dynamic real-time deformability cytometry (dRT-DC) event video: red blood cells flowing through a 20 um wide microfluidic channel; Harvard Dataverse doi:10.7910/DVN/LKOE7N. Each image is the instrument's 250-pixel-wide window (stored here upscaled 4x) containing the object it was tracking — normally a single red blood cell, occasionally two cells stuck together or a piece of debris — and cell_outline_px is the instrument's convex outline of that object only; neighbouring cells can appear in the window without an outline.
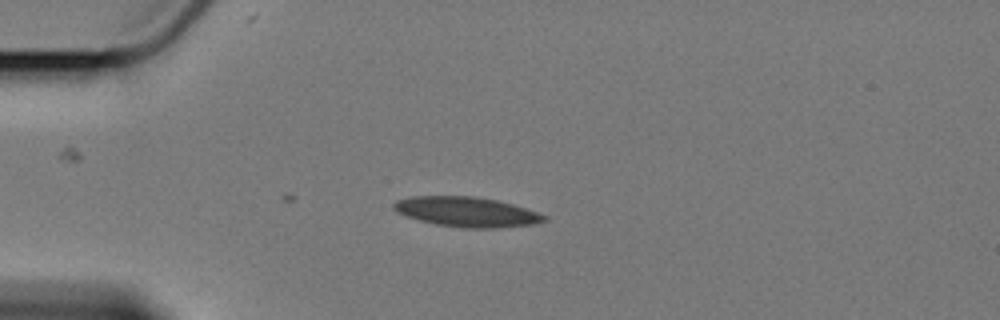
{"species": "Egyptian fruit bat (a non-hibernating species)", "species_latin": "Rousettus aegyptiacus", "temperature_condition": "cold", "stored_images_in_passage": 7, "camera_frame_rate_fps": 3000, "um_per_image_px": 0.085, "animal": {"sex": "female"}, "frame": {"image": 1, "passage_image": 4, "time_ms": 3.667, "image_size_px": [1000, 320], "cell_outline_px": [[548, 220], [532, 224], [496, 228], [464, 228], [436, 224], [420, 220], [396, 212], [392, 208], [392, 204], [396, 200], [412, 196], [472, 196], [496, 200], [512, 204], [548, 216]], "centroid_in_image_um": [39.65, 18.01], "position_along_channel_um": 45.4, "area_um2": 26.07}}
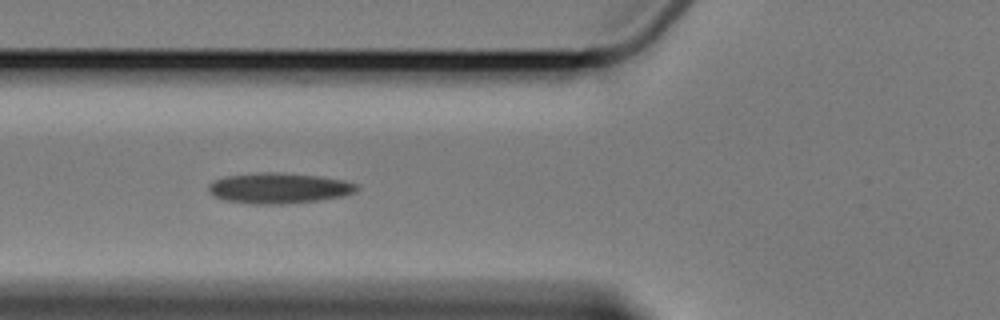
{"frame": {"image": 2, "passage_image": 6, "time_ms": 6.0, "image_size_px": [1000, 320], "cell_outline_px": [[360, 188], [356, 192], [344, 196], [320, 200], [284, 204], [252, 204], [224, 200], [216, 196], [208, 188], [208, 184], [216, 180], [228, 176], [260, 172], [276, 172], [320, 176], [344, 180], [356, 184]], "centroid_in_image_um": [23.77, 15.99], "position_along_channel_um": 102.0, "area_um2": 26.36}}
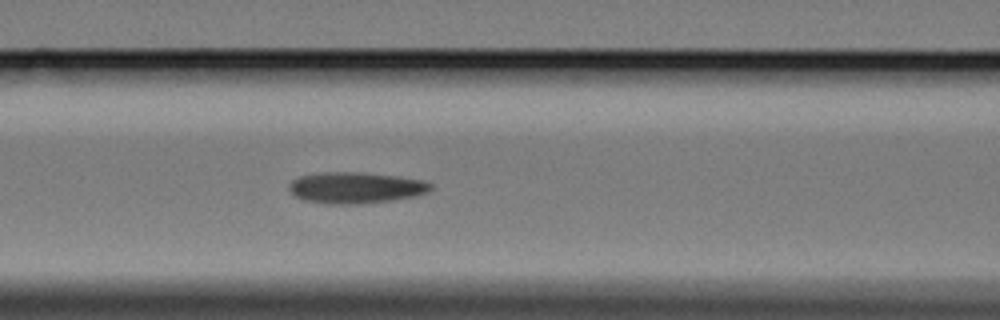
{"frame": {"image": 3, "passage_image": 7, "time_ms": 7.0, "image_size_px": [1000, 320], "cell_outline_px": [[432, 188], [428, 192], [416, 196], [396, 200], [356, 204], [324, 204], [304, 200], [296, 196], [288, 188], [288, 184], [292, 180], [300, 176], [324, 172], [356, 172], [396, 176], [424, 180], [432, 184]], "centroid_in_image_um": [30.24, 15.96], "position_along_channel_um": 136.4, "area_um2": 25.89}}